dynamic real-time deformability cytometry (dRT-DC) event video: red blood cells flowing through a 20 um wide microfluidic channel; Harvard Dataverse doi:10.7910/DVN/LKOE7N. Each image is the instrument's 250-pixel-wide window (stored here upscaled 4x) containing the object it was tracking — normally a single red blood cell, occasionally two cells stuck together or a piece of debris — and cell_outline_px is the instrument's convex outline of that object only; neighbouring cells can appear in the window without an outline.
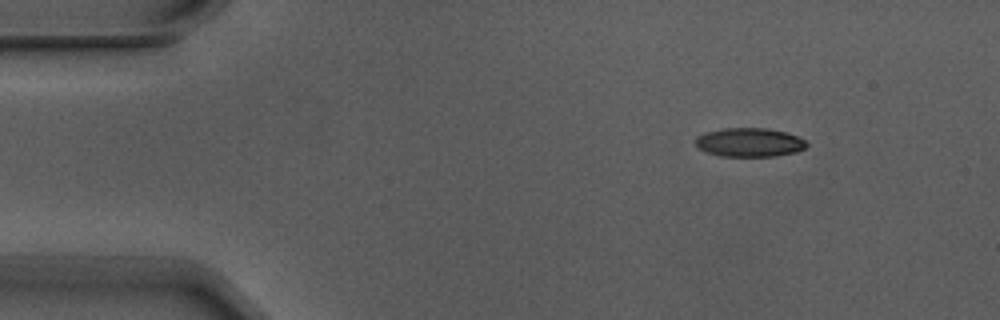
{"species": "Egyptian fruit bat (a non-hibernating species)", "species_latin": "Rousettus aegyptiacus", "temperature_condition": "warm", "stored_images_in_passage": 5, "camera_frame_rate_fps": 3000, "um_per_image_px": 0.085, "animal": {"sex": "male"}, "frame": {"image": 1, "passage_image": 2, "time_ms": 0.333, "image_size_px": [1000, 320], "cell_outline_px": [[808, 144], [804, 148], [796, 152], [776, 156], [720, 156], [704, 152], [696, 144], [696, 136], [704, 132], [724, 128], [768, 128], [784, 132], [796, 136], [804, 140]], "centroid_in_image_um": [63.67, 12.1], "position_along_channel_um": 21.3, "area_um2": 18.67}}